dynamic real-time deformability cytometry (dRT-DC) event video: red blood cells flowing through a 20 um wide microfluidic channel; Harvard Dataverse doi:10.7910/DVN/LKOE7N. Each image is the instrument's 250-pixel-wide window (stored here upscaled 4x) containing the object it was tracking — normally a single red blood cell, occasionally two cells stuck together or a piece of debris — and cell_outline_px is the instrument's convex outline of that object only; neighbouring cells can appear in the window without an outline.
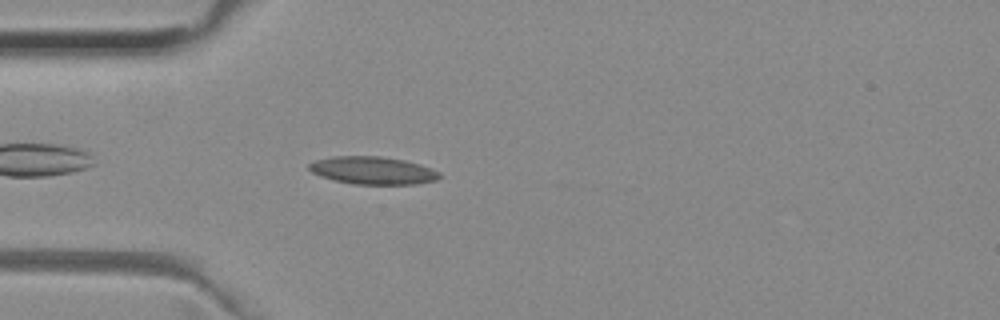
{"species": "common noctule bat (a hibernating species)", "species_latin": "Nyctalus noctula", "temperature_condition": "room temperature", "stored_images_in_passage": 40, "camera_frame_rate_fps": 3000, "um_per_image_px": 0.085, "animal": {"sex": "female", "body_mass_g": 29.2, "forearm_length_mm": 56.3}, "frame": {"image": 1, "passage_image": 3, "time_ms": 0.667, "image_size_px": [1000, 320], "cell_outline_px": [[440, 176], [436, 180], [416, 184], [352, 184], [320, 176], [312, 172], [308, 168], [308, 164], [316, 160], [332, 156], [380, 156], [404, 160], [420, 164], [432, 168], [440, 172]], "centroid_in_image_um": [31.69, 14.48], "position_along_channel_um": 53.3, "area_um2": 21.04}}
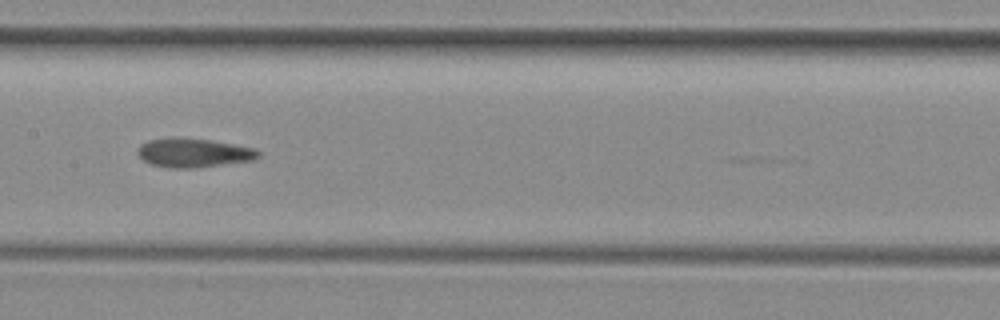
{"frame": {"image": 2, "passage_image": 14, "time_ms": 4.333, "image_size_px": [1000, 320], "cell_outline_px": [[260, 156], [256, 160], [192, 168], [168, 168], [152, 164], [144, 160], [136, 152], [136, 148], [140, 144], [148, 140], [212, 140], [256, 148], [260, 152]], "centroid_in_image_um": [16.52, 13.02], "position_along_channel_um": 190.9, "area_um2": 19.83}}
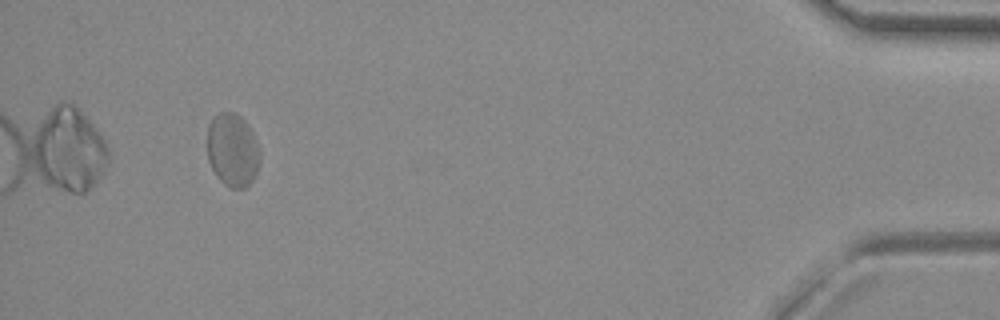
{"frame": {"image": 3, "passage_image": 37, "time_ms": 12.0, "image_size_px": [1000, 320], "cell_outline_px": [[260, 160], [256, 172], [252, 180], [244, 188], [232, 188], [224, 184], [220, 180], [212, 168], [208, 160], [208, 128], [212, 120], [220, 112], [232, 112], [240, 116], [248, 124], [256, 140], [260, 152]], "centroid_in_image_um": [19.78, 12.76], "position_along_channel_um": 415.4, "area_um2": 22.25}, "authors_computed_cell_mechanics": {"area_um2": 20.6346, "velocity_mm_per_s": 3.9267, "shape_relaxation_time_tau1_ms": null, "shape_relaxation_time_tau2_ms": 1.6833, "deformation_change_tau1": null, "deformation_change_tau2": 0.0795}}